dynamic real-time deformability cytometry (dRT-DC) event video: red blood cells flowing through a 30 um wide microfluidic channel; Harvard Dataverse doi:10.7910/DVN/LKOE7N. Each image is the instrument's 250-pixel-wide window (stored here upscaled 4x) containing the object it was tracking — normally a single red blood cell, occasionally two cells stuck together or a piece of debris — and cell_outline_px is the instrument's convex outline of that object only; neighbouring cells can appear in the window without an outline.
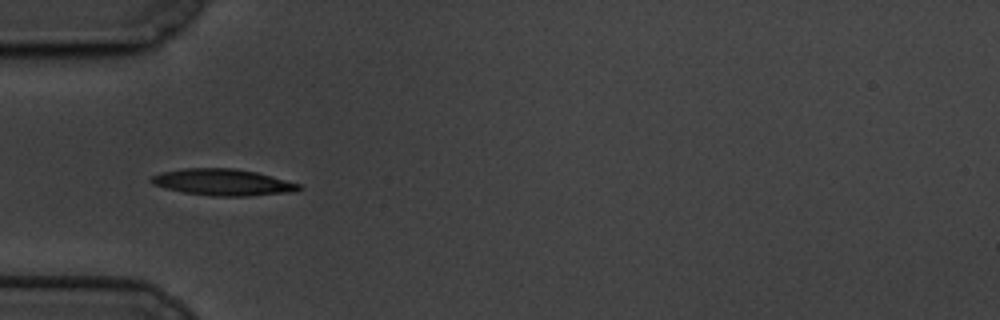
{"species": "common noctule bat (a hibernating species)", "species_latin": "Nyctalus noctula", "temperature_condition": "cold", "stored_images_in_passage": 42, "camera_frame_rate_fps": 3000, "um_per_image_px": 0.085, "animal": {"sex": "male", "body_mass_g": 19.5, "forearm_length_mm": 54.6}, "frame": {"image": 1, "passage_image": 1, "time_ms": 0.0, "image_size_px": [1000, 320], "cell_outline_px": [[300, 188], [296, 192], [248, 196], [212, 196], [184, 192], [152, 184], [148, 180], [152, 176], [160, 172], [184, 168], [232, 168], [256, 172], [300, 184]], "centroid_in_image_um": [18.93, 15.49], "position_along_channel_um": 66.1, "area_um2": 22.72}}
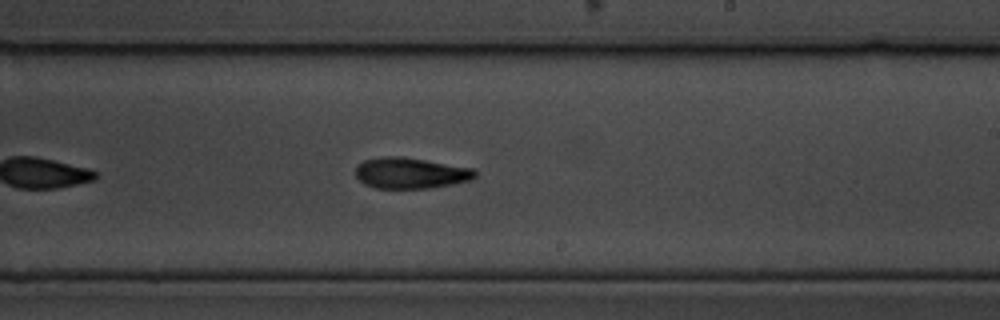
{"frame": {"image": 2, "passage_image": 18, "time_ms": 5.667, "image_size_px": [1000, 320], "cell_outline_px": [[476, 176], [468, 180], [452, 184], [428, 188], [376, 188], [364, 184], [356, 176], [356, 168], [364, 160], [384, 156], [400, 156], [472, 168], [476, 172]], "centroid_in_image_um": [34.87, 14.71], "position_along_channel_um": 254.1, "area_um2": 21.21}}
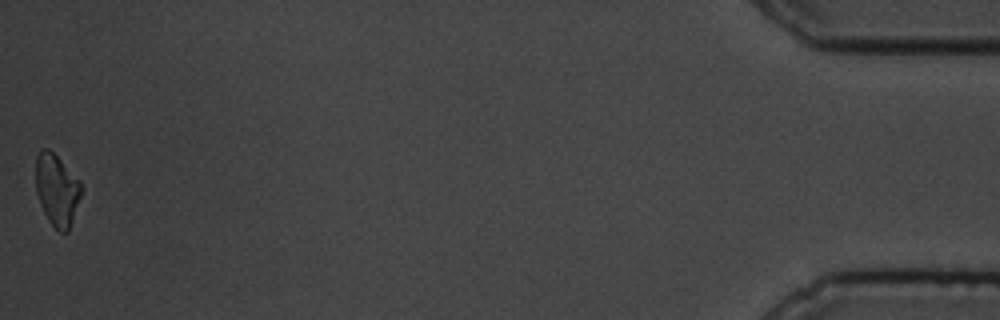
{"frame": {"image": 3, "passage_image": 42, "time_ms": 13.667, "image_size_px": [1000, 320], "cell_outline_px": [[84, 188], [68, 232], [60, 232], [48, 220], [40, 204], [36, 192], [36, 156], [40, 148], [48, 148], [80, 180]], "centroid_in_image_um": [4.84, 16.13], "position_along_channel_um": 430.4, "area_um2": 19.07}, "authors_computed_cell_mechanics": {"area_um2": 21.0681, "velocity_mm_per_s": 3.3374, "shape_relaxation_time_tau1_ms": 4.2739, "shape_relaxation_time_tau2_ms": null, "deformation_change_tau1": 0.1306, "deformation_change_tau2": null}}